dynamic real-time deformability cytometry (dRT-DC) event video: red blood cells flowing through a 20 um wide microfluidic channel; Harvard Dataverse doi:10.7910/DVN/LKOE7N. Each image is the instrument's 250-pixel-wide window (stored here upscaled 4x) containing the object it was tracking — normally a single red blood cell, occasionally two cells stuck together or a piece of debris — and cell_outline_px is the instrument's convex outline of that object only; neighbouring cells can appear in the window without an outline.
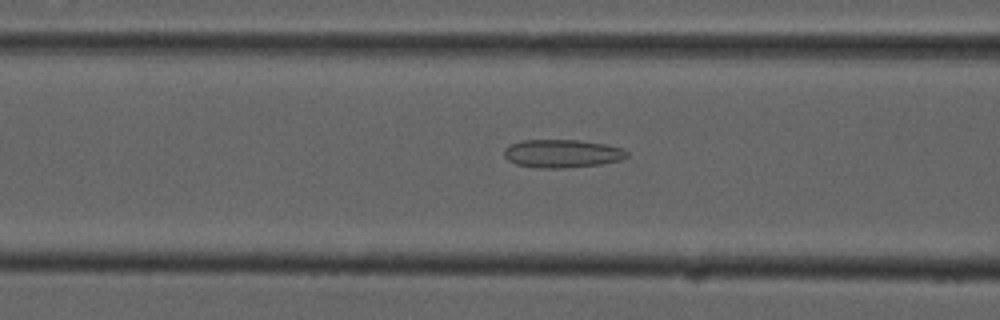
{"species": "common noctule bat (a hibernating species)", "species_latin": "Nyctalus noctula", "temperature_condition": "cold", "stored_images_in_passage": 53, "camera_frame_rate_fps": 3000, "um_per_image_px": 0.085, "animal": {"sex": "male", "forearm_length_mm": 52.5}, "frame": {"image": 1, "passage_image": 20, "time_ms": 6.333, "image_size_px": [1000, 320], "cell_outline_px": [[628, 156], [620, 160], [600, 164], [564, 168], [540, 168], [516, 164], [508, 160], [504, 156], [504, 148], [512, 144], [524, 140], [580, 140], [604, 144], [624, 148], [628, 152]], "centroid_in_image_um": [47.79, 13.05], "position_along_channel_um": 118.8, "area_um2": 20.11}}
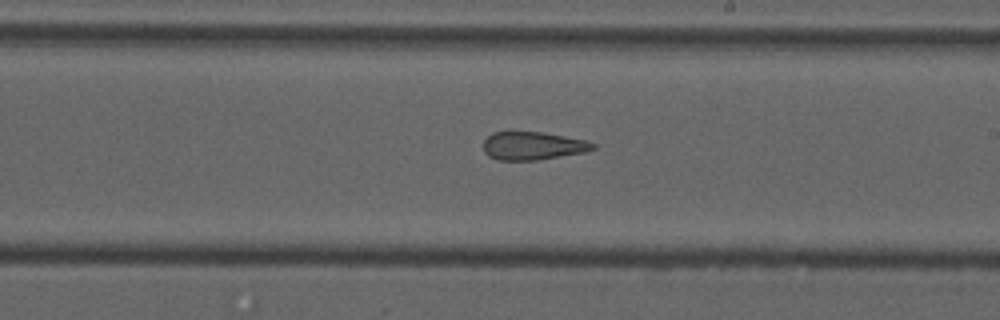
{"frame": {"image": 2, "passage_image": 30, "time_ms": 9.667, "image_size_px": [1000, 320], "cell_outline_px": [[596, 148], [588, 152], [540, 160], [496, 160], [488, 156], [484, 152], [484, 140], [492, 132], [544, 132], [584, 140], [596, 144]], "centroid_in_image_um": [45.31, 12.41], "position_along_channel_um": 243.7, "area_um2": 18.15}}
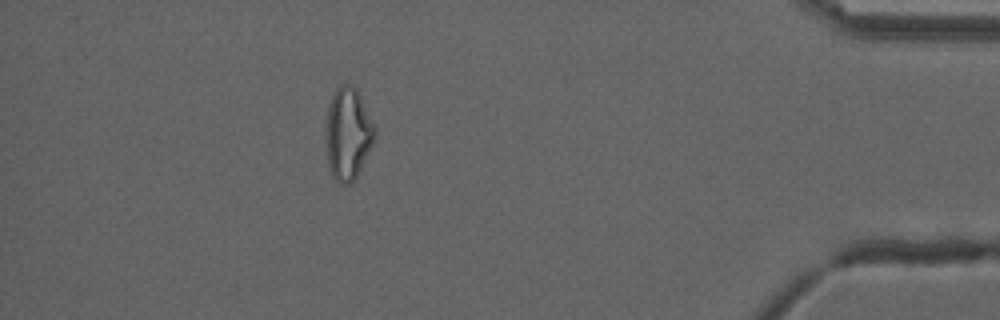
{"frame": {"image": 3, "passage_image": 47, "time_ms": 15.333, "image_size_px": [1000, 320], "cell_outline_px": [[376, 136], [352, 184], [340, 184], [332, 176], [328, 168], [324, 140], [324, 132], [328, 104], [332, 92], [340, 84], [352, 84], [356, 88], [376, 128]], "centroid_in_image_um": [29.52, 11.35], "position_along_channel_um": 405.7, "area_um2": 26.82}, "authors_computed_cell_mechanics": {"area_um2": 22.7154, "velocity_mm_per_s": 3.7503, "shape_relaxation_time_tau1_ms": null, "shape_relaxation_time_tau2_ms": 3.407, "deformation_change_tau1": null, "deformation_change_tau2": 0.148}}